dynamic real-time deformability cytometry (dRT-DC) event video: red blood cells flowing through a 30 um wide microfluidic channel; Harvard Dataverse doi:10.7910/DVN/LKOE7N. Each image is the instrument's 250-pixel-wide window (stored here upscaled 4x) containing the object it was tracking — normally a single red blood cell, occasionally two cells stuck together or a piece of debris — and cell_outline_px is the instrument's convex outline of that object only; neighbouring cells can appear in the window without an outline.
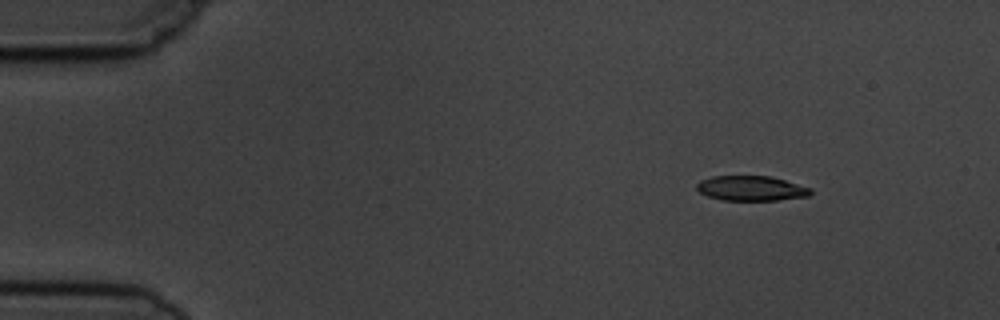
{"species": "common noctule bat (a hibernating species)", "species_latin": "Nyctalus noctula", "temperature_condition": "cold", "stored_images_in_passage": 3, "camera_frame_rate_fps": 3000, "um_per_image_px": 0.085, "animal": {"sex": "male", "body_mass_g": 19.5, "forearm_length_mm": 54.6}, "frame": {"image": 1, "passage_image": 1, "time_ms": 0.0, "image_size_px": [1000, 320], "cell_outline_px": [[812, 192], [808, 196], [776, 200], [720, 200], [708, 196], [700, 192], [696, 188], [696, 184], [700, 180], [712, 176], [768, 176], [784, 180], [812, 188]], "centroid_in_image_um": [63.83, 16.01], "position_along_channel_um": 21.2, "area_um2": 16.47}}
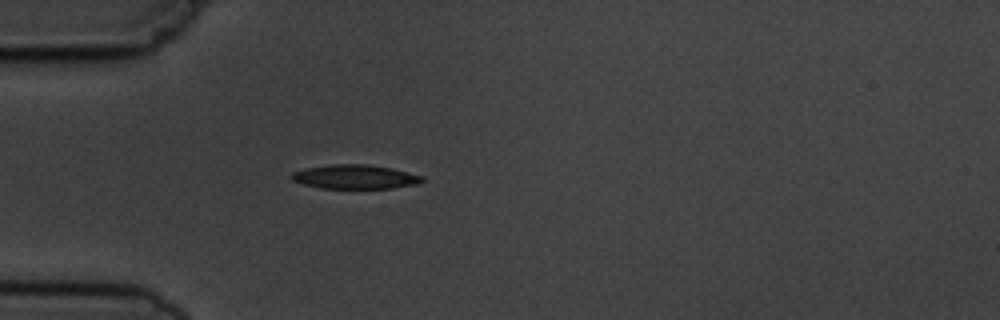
{"frame": {"image": 2, "passage_image": 3, "time_ms": 3.0, "image_size_px": [1000, 320], "cell_outline_px": [[424, 180], [416, 184], [392, 188], [320, 188], [304, 184], [292, 180], [288, 176], [292, 172], [304, 168], [332, 164], [364, 164], [388, 168], [424, 176]], "centroid_in_image_um": [30.11, 15.03], "position_along_channel_um": 54.9, "area_um2": 18.21}}